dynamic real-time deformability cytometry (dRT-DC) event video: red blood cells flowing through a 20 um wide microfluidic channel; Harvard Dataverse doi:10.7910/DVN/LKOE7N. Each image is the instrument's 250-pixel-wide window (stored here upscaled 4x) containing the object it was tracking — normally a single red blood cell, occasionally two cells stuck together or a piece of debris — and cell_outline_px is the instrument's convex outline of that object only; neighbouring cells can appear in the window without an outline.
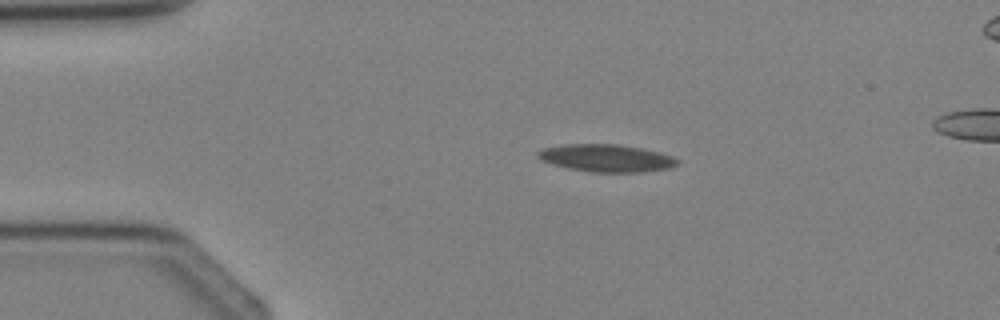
{"species": "Egyptian fruit bat (a non-hibernating species)", "species_latin": "Rousettus aegyptiacus", "temperature_condition": "cold", "stored_images_in_passage": 3, "segment_of_instrument_passage": [1, 2], "camera_frame_rate_fps": 3000, "um_per_image_px": 0.085, "animal": {"sex": "female"}, "frame": {"image": 1, "passage_image": 1, "time_ms": 0.0, "image_size_px": [1000, 320], "cell_outline_px": [[680, 160], [676, 164], [668, 168], [640, 172], [592, 172], [568, 168], [552, 164], [540, 160], [536, 156], [536, 152], [544, 148], [564, 144], [616, 144], [640, 148], [672, 156]], "centroid_in_image_um": [51.48, 13.44], "position_along_channel_um": 33.5, "area_um2": 22.14}}